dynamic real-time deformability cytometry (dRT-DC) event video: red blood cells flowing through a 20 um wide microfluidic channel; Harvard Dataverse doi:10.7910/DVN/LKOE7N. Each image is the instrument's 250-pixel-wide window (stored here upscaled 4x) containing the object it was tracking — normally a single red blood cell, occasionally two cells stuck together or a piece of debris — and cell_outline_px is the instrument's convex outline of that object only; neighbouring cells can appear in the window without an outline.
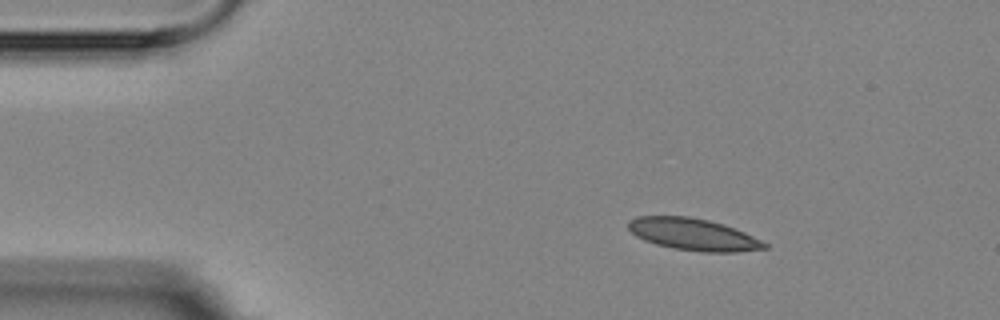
{"species": "Egyptian fruit bat (a non-hibernating species)", "species_latin": "Rousettus aegyptiacus", "temperature_condition": "room temperature", "stored_images_in_passage": 4, "camera_frame_rate_fps": 3000, "um_per_image_px": 0.085, "animal": {"sex": "female"}, "frame": {"image": 1, "passage_image": 1, "time_ms": 0.0, "image_size_px": [1000, 320], "cell_outline_px": [[768, 248], [736, 252], [704, 252], [672, 248], [656, 244], [644, 240], [636, 236], [628, 228], [628, 220], [636, 216], [688, 216], [708, 220], [724, 224], [744, 232], [768, 244]], "centroid_in_image_um": [58.91, 19.92], "position_along_channel_um": 26.1, "area_um2": 25.32}}